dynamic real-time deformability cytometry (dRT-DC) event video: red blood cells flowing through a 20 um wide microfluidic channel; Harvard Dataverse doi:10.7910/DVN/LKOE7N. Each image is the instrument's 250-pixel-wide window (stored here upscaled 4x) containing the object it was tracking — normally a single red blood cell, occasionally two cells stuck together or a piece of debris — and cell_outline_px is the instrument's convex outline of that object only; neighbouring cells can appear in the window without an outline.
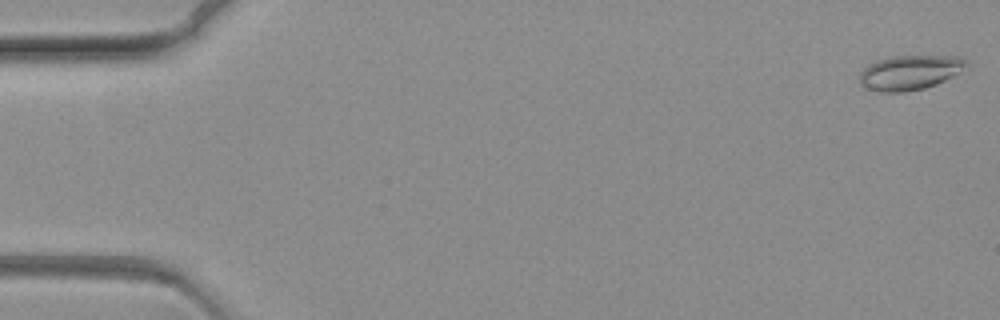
{"species": "common noctule bat (a hibernating species)", "species_latin": "Nyctalus noctula", "temperature_condition": "warm", "stored_images_in_passage": 73, "camera_frame_rate_fps": 3000, "um_per_image_px": 0.085, "animal": {"sex": "female", "body_mass_g": 19.3, "forearm_length_mm": 54.1}, "frame": {"image": 1, "passage_image": 2, "time_ms": 0.333, "image_size_px": [1000, 320], "cell_outline_px": [[968, 64], [960, 72], [936, 84], [924, 88], [904, 92], [880, 92], [868, 88], [860, 84], [860, 72], [868, 64], [876, 60], [888, 56], [960, 56]], "centroid_in_image_um": [77.3, 6.15], "position_along_channel_um": 7.7, "area_um2": 21.5}}
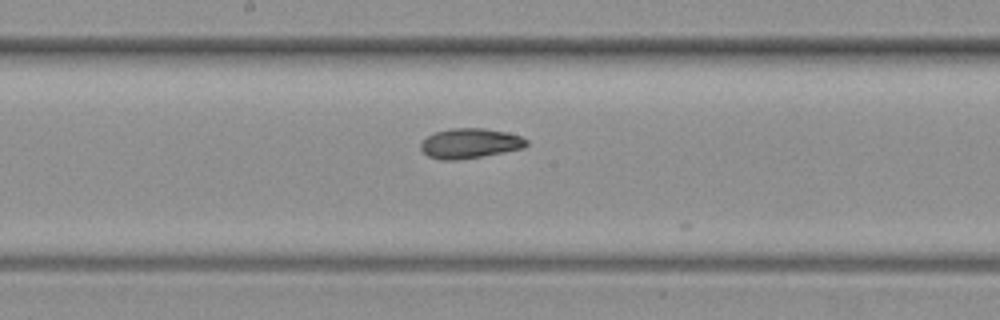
{"frame": {"image": 2, "passage_image": 39, "time_ms": 12.667, "image_size_px": [1000, 320], "cell_outline_px": [[528, 144], [524, 148], [480, 156], [456, 160], [440, 160], [428, 156], [420, 148], [420, 144], [428, 136], [436, 132], [452, 128], [484, 128], [508, 132], [520, 136], [528, 140]], "centroid_in_image_um": [39.96, 12.18], "position_along_channel_um": 208.2, "area_um2": 18.32}}
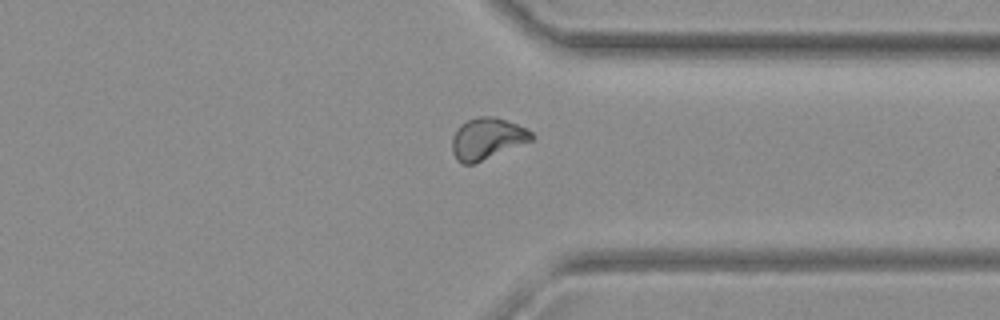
{"frame": {"image": 3, "passage_image": 56, "time_ms": 18.333, "image_size_px": [1000, 320], "cell_outline_px": [[536, 136], [532, 140], [472, 164], [464, 164], [456, 160], [452, 152], [452, 136], [456, 128], [460, 124], [468, 120], [480, 116], [492, 116], [516, 124], [532, 132]], "centroid_in_image_um": [41.36, 11.78], "position_along_channel_um": 370.0, "area_um2": 18.96}}